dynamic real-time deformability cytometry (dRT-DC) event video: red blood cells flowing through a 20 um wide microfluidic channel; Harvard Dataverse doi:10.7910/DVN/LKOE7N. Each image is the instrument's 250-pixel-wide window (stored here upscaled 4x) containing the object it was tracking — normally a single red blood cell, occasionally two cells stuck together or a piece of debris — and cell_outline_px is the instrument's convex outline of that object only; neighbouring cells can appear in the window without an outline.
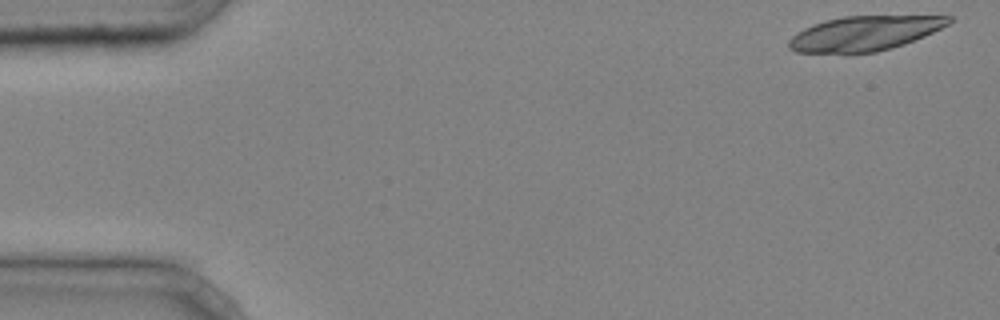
{"species": "common noctule bat (a hibernating species)", "species_latin": "Nyctalus noctula", "temperature_condition": "cold", "stored_images_in_passage": 15, "camera_frame_rate_fps": 3000, "um_per_image_px": 0.085, "animal": {"sex": "male", "body_mass_g": 20.4}, "frame": {"image": 1, "passage_image": 1, "time_ms": 0.0, "image_size_px": [1000, 320], "cell_outline_px": [[952, 20], [948, 24], [924, 36], [904, 44], [892, 48], [876, 52], [844, 56], [796, 52], [788, 48], [788, 40], [796, 32], [812, 24], [824, 20], [844, 16], [952, 16]], "centroid_in_image_um": [73.37, 2.89], "position_along_channel_um": 11.6, "area_um2": 33.18}}